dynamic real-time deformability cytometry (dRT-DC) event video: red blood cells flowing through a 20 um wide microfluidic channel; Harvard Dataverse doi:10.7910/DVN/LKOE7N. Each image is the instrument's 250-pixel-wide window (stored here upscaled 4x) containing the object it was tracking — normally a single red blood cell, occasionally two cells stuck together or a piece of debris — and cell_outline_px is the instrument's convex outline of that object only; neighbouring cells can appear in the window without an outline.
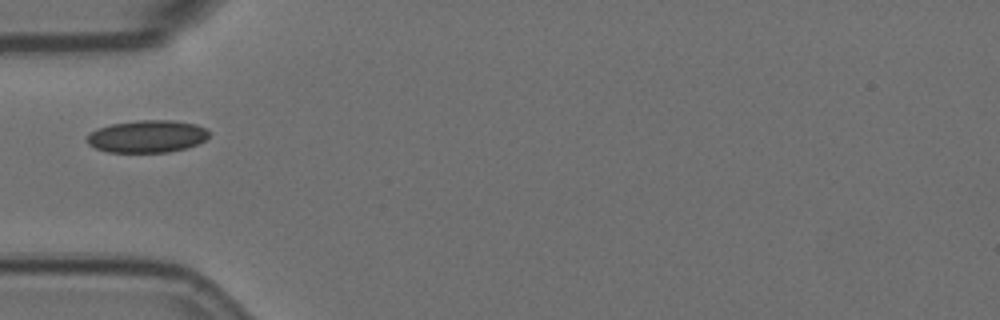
{"species": "Egyptian fruit bat (a non-hibernating species)", "species_latin": "Rousettus aegyptiacus", "temperature_condition": "room temperature", "stored_images_in_passage": 9, "camera_frame_rate_fps": 3000, "um_per_image_px": 0.085, "animal": {"sex": "female"}, "frame": {"image": 1, "passage_image": 6, "time_ms": 1.667, "image_size_px": [1000, 320], "cell_outline_px": [[208, 136], [204, 140], [196, 144], [184, 148], [168, 152], [108, 152], [96, 148], [88, 144], [84, 140], [88, 132], [96, 128], [112, 124], [140, 120], [172, 120], [196, 124], [204, 128], [208, 132]], "centroid_in_image_um": [12.43, 11.59], "position_along_channel_um": 72.6, "area_um2": 23.0}}
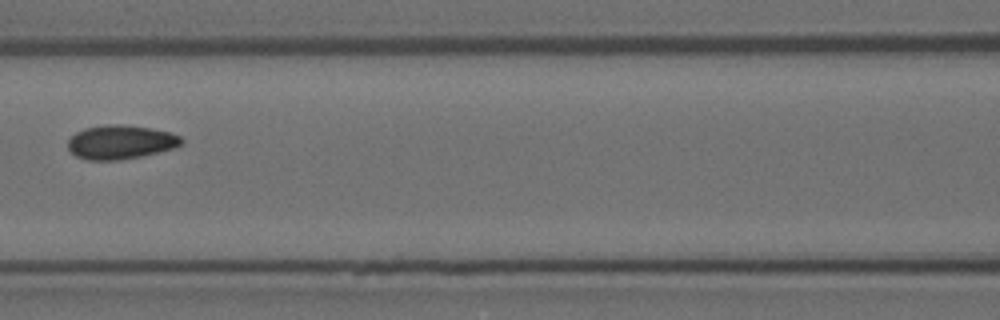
{"frame": {"image": 2, "passage_image": 8, "time_ms": 2.333, "image_size_px": [1000, 320], "cell_outline_px": [[184, 144], [172, 148], [140, 156], [120, 160], [88, 160], [76, 156], [68, 148], [68, 140], [76, 132], [84, 128], [108, 124], [120, 124], [148, 128], [172, 132], [180, 136], [184, 140]], "centroid_in_image_um": [10.25, 12.07], "position_along_channel_um": 156.3, "area_um2": 22.37}}
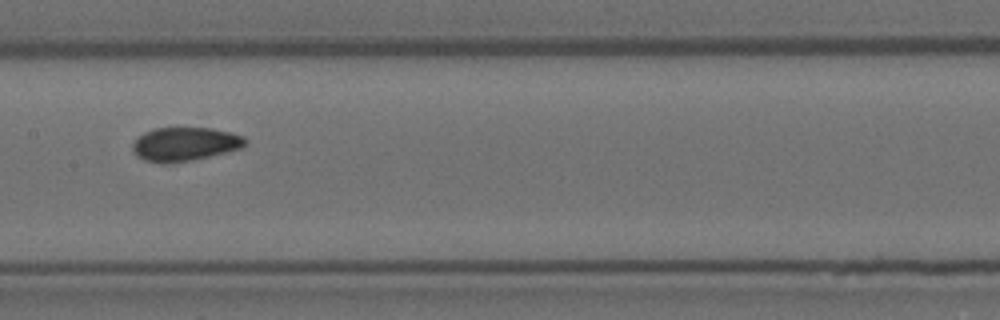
{"frame": {"image": 3, "passage_image": 9, "time_ms": 2.667, "image_size_px": [1000, 320], "cell_outline_px": [[248, 140], [240, 148], [192, 160], [144, 160], [136, 156], [132, 152], [132, 144], [144, 132], [156, 128], [212, 128], [244, 136]], "centroid_in_image_um": [15.72, 12.2], "position_along_channel_um": 191.7, "area_um2": 21.27}}